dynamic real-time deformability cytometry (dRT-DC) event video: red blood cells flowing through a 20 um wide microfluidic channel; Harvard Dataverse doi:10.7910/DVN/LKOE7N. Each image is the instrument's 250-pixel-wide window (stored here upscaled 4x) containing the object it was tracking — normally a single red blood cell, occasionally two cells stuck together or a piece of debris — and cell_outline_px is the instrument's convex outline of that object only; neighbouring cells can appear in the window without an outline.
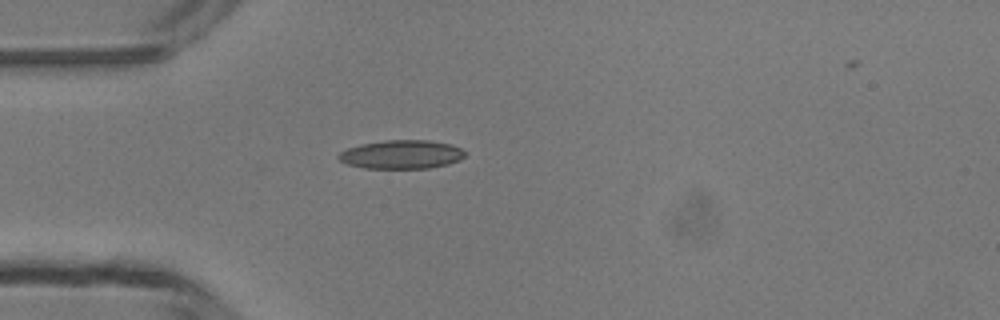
{"species": "common noctule bat (a hibernating species)", "species_latin": "Nyctalus noctula", "temperature_condition": "room temperature", "stored_images_in_passage": 1, "camera_frame_rate_fps": 3000, "um_per_image_px": 0.085, "animal": {"sex": "male", "body_mass_g": 13.3}, "frame": {"image": 1, "passage_image": 1, "time_ms": 0.0, "image_size_px": [1000, 320], "cell_outline_px": [[468, 152], [460, 160], [448, 164], [428, 168], [364, 168], [348, 164], [340, 160], [336, 156], [340, 152], [348, 148], [360, 144], [384, 140], [428, 140], [452, 144]], "centroid_in_image_um": [34.15, 13.12], "position_along_channel_um": 50.8, "area_um2": 21.21}}